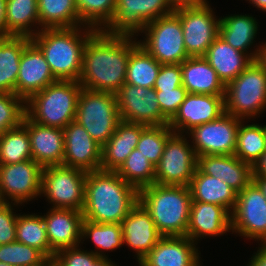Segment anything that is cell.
Returning <instances> with one entry per match:
<instances>
[{
    "mask_svg": "<svg viewBox=\"0 0 266 266\" xmlns=\"http://www.w3.org/2000/svg\"><path fill=\"white\" fill-rule=\"evenodd\" d=\"M253 176L266 177V151L261 155L260 159L253 165Z\"/></svg>",
    "mask_w": 266,
    "mask_h": 266,
    "instance_id": "obj_51",
    "label": "cell"
},
{
    "mask_svg": "<svg viewBox=\"0 0 266 266\" xmlns=\"http://www.w3.org/2000/svg\"><path fill=\"white\" fill-rule=\"evenodd\" d=\"M26 115V101L14 93L0 92V136L20 126Z\"/></svg>",
    "mask_w": 266,
    "mask_h": 266,
    "instance_id": "obj_43",
    "label": "cell"
},
{
    "mask_svg": "<svg viewBox=\"0 0 266 266\" xmlns=\"http://www.w3.org/2000/svg\"><path fill=\"white\" fill-rule=\"evenodd\" d=\"M172 8L195 7L207 3V0H168Z\"/></svg>",
    "mask_w": 266,
    "mask_h": 266,
    "instance_id": "obj_49",
    "label": "cell"
},
{
    "mask_svg": "<svg viewBox=\"0 0 266 266\" xmlns=\"http://www.w3.org/2000/svg\"><path fill=\"white\" fill-rule=\"evenodd\" d=\"M30 42L24 36L0 37V92L16 94L21 54Z\"/></svg>",
    "mask_w": 266,
    "mask_h": 266,
    "instance_id": "obj_31",
    "label": "cell"
},
{
    "mask_svg": "<svg viewBox=\"0 0 266 266\" xmlns=\"http://www.w3.org/2000/svg\"><path fill=\"white\" fill-rule=\"evenodd\" d=\"M139 202L163 236H186L192 204L188 186L152 184L139 190Z\"/></svg>",
    "mask_w": 266,
    "mask_h": 266,
    "instance_id": "obj_4",
    "label": "cell"
},
{
    "mask_svg": "<svg viewBox=\"0 0 266 266\" xmlns=\"http://www.w3.org/2000/svg\"><path fill=\"white\" fill-rule=\"evenodd\" d=\"M173 12L168 0H116L113 18L102 31L141 36L139 32L149 22Z\"/></svg>",
    "mask_w": 266,
    "mask_h": 266,
    "instance_id": "obj_14",
    "label": "cell"
},
{
    "mask_svg": "<svg viewBox=\"0 0 266 266\" xmlns=\"http://www.w3.org/2000/svg\"><path fill=\"white\" fill-rule=\"evenodd\" d=\"M253 182L259 187L263 196L266 198V177L253 176Z\"/></svg>",
    "mask_w": 266,
    "mask_h": 266,
    "instance_id": "obj_52",
    "label": "cell"
},
{
    "mask_svg": "<svg viewBox=\"0 0 266 266\" xmlns=\"http://www.w3.org/2000/svg\"><path fill=\"white\" fill-rule=\"evenodd\" d=\"M92 139L103 146L121 122L116 94L82 88L77 100L75 120Z\"/></svg>",
    "mask_w": 266,
    "mask_h": 266,
    "instance_id": "obj_7",
    "label": "cell"
},
{
    "mask_svg": "<svg viewBox=\"0 0 266 266\" xmlns=\"http://www.w3.org/2000/svg\"><path fill=\"white\" fill-rule=\"evenodd\" d=\"M197 168L204 174L223 180L237 194L253 181V166L235 155L198 156Z\"/></svg>",
    "mask_w": 266,
    "mask_h": 266,
    "instance_id": "obj_25",
    "label": "cell"
},
{
    "mask_svg": "<svg viewBox=\"0 0 266 266\" xmlns=\"http://www.w3.org/2000/svg\"><path fill=\"white\" fill-rule=\"evenodd\" d=\"M157 100L163 116L170 121L188 94L182 85L175 89L156 90Z\"/></svg>",
    "mask_w": 266,
    "mask_h": 266,
    "instance_id": "obj_45",
    "label": "cell"
},
{
    "mask_svg": "<svg viewBox=\"0 0 266 266\" xmlns=\"http://www.w3.org/2000/svg\"><path fill=\"white\" fill-rule=\"evenodd\" d=\"M225 113L224 95L188 93L168 126L185 135L194 127L211 122Z\"/></svg>",
    "mask_w": 266,
    "mask_h": 266,
    "instance_id": "obj_17",
    "label": "cell"
},
{
    "mask_svg": "<svg viewBox=\"0 0 266 266\" xmlns=\"http://www.w3.org/2000/svg\"><path fill=\"white\" fill-rule=\"evenodd\" d=\"M0 266H11V265L0 262Z\"/></svg>",
    "mask_w": 266,
    "mask_h": 266,
    "instance_id": "obj_56",
    "label": "cell"
},
{
    "mask_svg": "<svg viewBox=\"0 0 266 266\" xmlns=\"http://www.w3.org/2000/svg\"><path fill=\"white\" fill-rule=\"evenodd\" d=\"M30 159V138L23 124L5 131L0 136V164H15Z\"/></svg>",
    "mask_w": 266,
    "mask_h": 266,
    "instance_id": "obj_38",
    "label": "cell"
},
{
    "mask_svg": "<svg viewBox=\"0 0 266 266\" xmlns=\"http://www.w3.org/2000/svg\"><path fill=\"white\" fill-rule=\"evenodd\" d=\"M147 126L144 124L121 121L114 134L102 146V160L100 170L116 171L136 149L141 132Z\"/></svg>",
    "mask_w": 266,
    "mask_h": 266,
    "instance_id": "obj_27",
    "label": "cell"
},
{
    "mask_svg": "<svg viewBox=\"0 0 266 266\" xmlns=\"http://www.w3.org/2000/svg\"><path fill=\"white\" fill-rule=\"evenodd\" d=\"M13 205V206H12ZM18 204L0 202V245L16 241V219L14 212Z\"/></svg>",
    "mask_w": 266,
    "mask_h": 266,
    "instance_id": "obj_46",
    "label": "cell"
},
{
    "mask_svg": "<svg viewBox=\"0 0 266 266\" xmlns=\"http://www.w3.org/2000/svg\"><path fill=\"white\" fill-rule=\"evenodd\" d=\"M116 172L138 191L155 184V166L137 149L129 154Z\"/></svg>",
    "mask_w": 266,
    "mask_h": 266,
    "instance_id": "obj_39",
    "label": "cell"
},
{
    "mask_svg": "<svg viewBox=\"0 0 266 266\" xmlns=\"http://www.w3.org/2000/svg\"><path fill=\"white\" fill-rule=\"evenodd\" d=\"M0 262L11 266H51L38 249L18 241L0 245Z\"/></svg>",
    "mask_w": 266,
    "mask_h": 266,
    "instance_id": "obj_41",
    "label": "cell"
},
{
    "mask_svg": "<svg viewBox=\"0 0 266 266\" xmlns=\"http://www.w3.org/2000/svg\"><path fill=\"white\" fill-rule=\"evenodd\" d=\"M226 232H232L231 214L224 207L192 201L186 232L192 242L198 244L202 237H219Z\"/></svg>",
    "mask_w": 266,
    "mask_h": 266,
    "instance_id": "obj_24",
    "label": "cell"
},
{
    "mask_svg": "<svg viewBox=\"0 0 266 266\" xmlns=\"http://www.w3.org/2000/svg\"><path fill=\"white\" fill-rule=\"evenodd\" d=\"M161 65L139 45L135 35H131V54L127 63L125 83L138 87L153 88Z\"/></svg>",
    "mask_w": 266,
    "mask_h": 266,
    "instance_id": "obj_33",
    "label": "cell"
},
{
    "mask_svg": "<svg viewBox=\"0 0 266 266\" xmlns=\"http://www.w3.org/2000/svg\"><path fill=\"white\" fill-rule=\"evenodd\" d=\"M6 1L0 0V37H7Z\"/></svg>",
    "mask_w": 266,
    "mask_h": 266,
    "instance_id": "obj_50",
    "label": "cell"
},
{
    "mask_svg": "<svg viewBox=\"0 0 266 266\" xmlns=\"http://www.w3.org/2000/svg\"><path fill=\"white\" fill-rule=\"evenodd\" d=\"M258 26L256 18L249 14H228L223 18L220 17L219 36L234 49L257 60L261 46L260 42L259 45L254 44L259 31ZM252 45H256L253 47H256V49H252L253 51L251 50Z\"/></svg>",
    "mask_w": 266,
    "mask_h": 266,
    "instance_id": "obj_26",
    "label": "cell"
},
{
    "mask_svg": "<svg viewBox=\"0 0 266 266\" xmlns=\"http://www.w3.org/2000/svg\"><path fill=\"white\" fill-rule=\"evenodd\" d=\"M139 202V191L116 171H88L85 184L84 219L94 223L121 224Z\"/></svg>",
    "mask_w": 266,
    "mask_h": 266,
    "instance_id": "obj_2",
    "label": "cell"
},
{
    "mask_svg": "<svg viewBox=\"0 0 266 266\" xmlns=\"http://www.w3.org/2000/svg\"><path fill=\"white\" fill-rule=\"evenodd\" d=\"M37 2L38 0L6 1L7 37L24 36L32 38L40 31ZM33 27L34 29H32Z\"/></svg>",
    "mask_w": 266,
    "mask_h": 266,
    "instance_id": "obj_32",
    "label": "cell"
},
{
    "mask_svg": "<svg viewBox=\"0 0 266 266\" xmlns=\"http://www.w3.org/2000/svg\"><path fill=\"white\" fill-rule=\"evenodd\" d=\"M182 84L188 93L225 95V85L203 56L189 57L181 63Z\"/></svg>",
    "mask_w": 266,
    "mask_h": 266,
    "instance_id": "obj_28",
    "label": "cell"
},
{
    "mask_svg": "<svg viewBox=\"0 0 266 266\" xmlns=\"http://www.w3.org/2000/svg\"><path fill=\"white\" fill-rule=\"evenodd\" d=\"M79 81H62L49 84L26 101V115L34 122L64 129L75 120Z\"/></svg>",
    "mask_w": 266,
    "mask_h": 266,
    "instance_id": "obj_5",
    "label": "cell"
},
{
    "mask_svg": "<svg viewBox=\"0 0 266 266\" xmlns=\"http://www.w3.org/2000/svg\"><path fill=\"white\" fill-rule=\"evenodd\" d=\"M182 85L181 64H162L153 88L168 90Z\"/></svg>",
    "mask_w": 266,
    "mask_h": 266,
    "instance_id": "obj_47",
    "label": "cell"
},
{
    "mask_svg": "<svg viewBox=\"0 0 266 266\" xmlns=\"http://www.w3.org/2000/svg\"><path fill=\"white\" fill-rule=\"evenodd\" d=\"M22 124L27 128L32 159L42 168L63 165L64 131L38 124L25 115Z\"/></svg>",
    "mask_w": 266,
    "mask_h": 266,
    "instance_id": "obj_23",
    "label": "cell"
},
{
    "mask_svg": "<svg viewBox=\"0 0 266 266\" xmlns=\"http://www.w3.org/2000/svg\"><path fill=\"white\" fill-rule=\"evenodd\" d=\"M263 130H264L265 137H266V125H263Z\"/></svg>",
    "mask_w": 266,
    "mask_h": 266,
    "instance_id": "obj_57",
    "label": "cell"
},
{
    "mask_svg": "<svg viewBox=\"0 0 266 266\" xmlns=\"http://www.w3.org/2000/svg\"><path fill=\"white\" fill-rule=\"evenodd\" d=\"M140 33L145 35L144 40H138L139 45L160 64H181L189 58L181 20L175 12L149 22Z\"/></svg>",
    "mask_w": 266,
    "mask_h": 266,
    "instance_id": "obj_8",
    "label": "cell"
},
{
    "mask_svg": "<svg viewBox=\"0 0 266 266\" xmlns=\"http://www.w3.org/2000/svg\"><path fill=\"white\" fill-rule=\"evenodd\" d=\"M56 81L43 53L31 41L21 54L16 95L27 101L33 94Z\"/></svg>",
    "mask_w": 266,
    "mask_h": 266,
    "instance_id": "obj_20",
    "label": "cell"
},
{
    "mask_svg": "<svg viewBox=\"0 0 266 266\" xmlns=\"http://www.w3.org/2000/svg\"><path fill=\"white\" fill-rule=\"evenodd\" d=\"M188 187L192 201L220 205L230 214L233 212L237 193L223 180L204 174L196 168Z\"/></svg>",
    "mask_w": 266,
    "mask_h": 266,
    "instance_id": "obj_30",
    "label": "cell"
},
{
    "mask_svg": "<svg viewBox=\"0 0 266 266\" xmlns=\"http://www.w3.org/2000/svg\"><path fill=\"white\" fill-rule=\"evenodd\" d=\"M86 239L92 240L96 249L91 251L101 258L109 257L105 255L107 251H114L124 245L121 224L94 223L83 219L81 242Z\"/></svg>",
    "mask_w": 266,
    "mask_h": 266,
    "instance_id": "obj_36",
    "label": "cell"
},
{
    "mask_svg": "<svg viewBox=\"0 0 266 266\" xmlns=\"http://www.w3.org/2000/svg\"><path fill=\"white\" fill-rule=\"evenodd\" d=\"M231 231L266 244V198L253 181L237 194L231 213Z\"/></svg>",
    "mask_w": 266,
    "mask_h": 266,
    "instance_id": "obj_13",
    "label": "cell"
},
{
    "mask_svg": "<svg viewBox=\"0 0 266 266\" xmlns=\"http://www.w3.org/2000/svg\"><path fill=\"white\" fill-rule=\"evenodd\" d=\"M92 266H117V264H115V261L113 262L111 259H108V257H100Z\"/></svg>",
    "mask_w": 266,
    "mask_h": 266,
    "instance_id": "obj_54",
    "label": "cell"
},
{
    "mask_svg": "<svg viewBox=\"0 0 266 266\" xmlns=\"http://www.w3.org/2000/svg\"><path fill=\"white\" fill-rule=\"evenodd\" d=\"M259 55L257 58V61L263 66V68L266 70V42H261Z\"/></svg>",
    "mask_w": 266,
    "mask_h": 266,
    "instance_id": "obj_53",
    "label": "cell"
},
{
    "mask_svg": "<svg viewBox=\"0 0 266 266\" xmlns=\"http://www.w3.org/2000/svg\"><path fill=\"white\" fill-rule=\"evenodd\" d=\"M123 242L132 249L139 263L163 237L150 213L138 202L121 222Z\"/></svg>",
    "mask_w": 266,
    "mask_h": 266,
    "instance_id": "obj_19",
    "label": "cell"
},
{
    "mask_svg": "<svg viewBox=\"0 0 266 266\" xmlns=\"http://www.w3.org/2000/svg\"><path fill=\"white\" fill-rule=\"evenodd\" d=\"M83 219L82 212L73 209L50 208L44 213L47 239L55 254L84 243L81 242Z\"/></svg>",
    "mask_w": 266,
    "mask_h": 266,
    "instance_id": "obj_21",
    "label": "cell"
},
{
    "mask_svg": "<svg viewBox=\"0 0 266 266\" xmlns=\"http://www.w3.org/2000/svg\"><path fill=\"white\" fill-rule=\"evenodd\" d=\"M18 213L16 219V241L38 249L50 262L55 253L51 250L46 235L43 215Z\"/></svg>",
    "mask_w": 266,
    "mask_h": 266,
    "instance_id": "obj_35",
    "label": "cell"
},
{
    "mask_svg": "<svg viewBox=\"0 0 266 266\" xmlns=\"http://www.w3.org/2000/svg\"><path fill=\"white\" fill-rule=\"evenodd\" d=\"M257 252L253 253L246 266H266V244H259Z\"/></svg>",
    "mask_w": 266,
    "mask_h": 266,
    "instance_id": "obj_48",
    "label": "cell"
},
{
    "mask_svg": "<svg viewBox=\"0 0 266 266\" xmlns=\"http://www.w3.org/2000/svg\"><path fill=\"white\" fill-rule=\"evenodd\" d=\"M249 1L255 8L266 12V0H246Z\"/></svg>",
    "mask_w": 266,
    "mask_h": 266,
    "instance_id": "obj_55",
    "label": "cell"
},
{
    "mask_svg": "<svg viewBox=\"0 0 266 266\" xmlns=\"http://www.w3.org/2000/svg\"><path fill=\"white\" fill-rule=\"evenodd\" d=\"M131 35L97 30L83 50L79 83L82 88L116 94L125 84Z\"/></svg>",
    "mask_w": 266,
    "mask_h": 266,
    "instance_id": "obj_1",
    "label": "cell"
},
{
    "mask_svg": "<svg viewBox=\"0 0 266 266\" xmlns=\"http://www.w3.org/2000/svg\"><path fill=\"white\" fill-rule=\"evenodd\" d=\"M99 258L92 251L82 249L80 245L58 251L51 266H92Z\"/></svg>",
    "mask_w": 266,
    "mask_h": 266,
    "instance_id": "obj_44",
    "label": "cell"
},
{
    "mask_svg": "<svg viewBox=\"0 0 266 266\" xmlns=\"http://www.w3.org/2000/svg\"><path fill=\"white\" fill-rule=\"evenodd\" d=\"M183 30V40L189 57L204 56L219 36L220 18L215 15L209 2L175 9Z\"/></svg>",
    "mask_w": 266,
    "mask_h": 266,
    "instance_id": "obj_12",
    "label": "cell"
},
{
    "mask_svg": "<svg viewBox=\"0 0 266 266\" xmlns=\"http://www.w3.org/2000/svg\"><path fill=\"white\" fill-rule=\"evenodd\" d=\"M97 31L90 26L42 29L31 38L41 50L56 80L79 81L83 50Z\"/></svg>",
    "mask_w": 266,
    "mask_h": 266,
    "instance_id": "obj_3",
    "label": "cell"
},
{
    "mask_svg": "<svg viewBox=\"0 0 266 266\" xmlns=\"http://www.w3.org/2000/svg\"><path fill=\"white\" fill-rule=\"evenodd\" d=\"M43 168L33 159L0 164V202L19 206L41 197Z\"/></svg>",
    "mask_w": 266,
    "mask_h": 266,
    "instance_id": "obj_11",
    "label": "cell"
},
{
    "mask_svg": "<svg viewBox=\"0 0 266 266\" xmlns=\"http://www.w3.org/2000/svg\"><path fill=\"white\" fill-rule=\"evenodd\" d=\"M203 57L224 85L234 80L253 61L249 55L234 49L220 36L213 41Z\"/></svg>",
    "mask_w": 266,
    "mask_h": 266,
    "instance_id": "obj_29",
    "label": "cell"
},
{
    "mask_svg": "<svg viewBox=\"0 0 266 266\" xmlns=\"http://www.w3.org/2000/svg\"><path fill=\"white\" fill-rule=\"evenodd\" d=\"M37 3L40 31L84 25L79 18L76 0H38Z\"/></svg>",
    "mask_w": 266,
    "mask_h": 266,
    "instance_id": "obj_34",
    "label": "cell"
},
{
    "mask_svg": "<svg viewBox=\"0 0 266 266\" xmlns=\"http://www.w3.org/2000/svg\"><path fill=\"white\" fill-rule=\"evenodd\" d=\"M196 245L187 236H163L138 264L141 266H202L199 256L201 253Z\"/></svg>",
    "mask_w": 266,
    "mask_h": 266,
    "instance_id": "obj_22",
    "label": "cell"
},
{
    "mask_svg": "<svg viewBox=\"0 0 266 266\" xmlns=\"http://www.w3.org/2000/svg\"><path fill=\"white\" fill-rule=\"evenodd\" d=\"M173 133L168 125L147 126L141 132L136 149L156 166L164 152L167 139Z\"/></svg>",
    "mask_w": 266,
    "mask_h": 266,
    "instance_id": "obj_42",
    "label": "cell"
},
{
    "mask_svg": "<svg viewBox=\"0 0 266 266\" xmlns=\"http://www.w3.org/2000/svg\"><path fill=\"white\" fill-rule=\"evenodd\" d=\"M65 151L63 165L86 172L100 170L102 146L92 139L87 130L76 121L64 129Z\"/></svg>",
    "mask_w": 266,
    "mask_h": 266,
    "instance_id": "obj_18",
    "label": "cell"
},
{
    "mask_svg": "<svg viewBox=\"0 0 266 266\" xmlns=\"http://www.w3.org/2000/svg\"><path fill=\"white\" fill-rule=\"evenodd\" d=\"M242 120L237 130L236 149L234 155L252 166L266 151V137L262 124L251 122L244 124Z\"/></svg>",
    "mask_w": 266,
    "mask_h": 266,
    "instance_id": "obj_37",
    "label": "cell"
},
{
    "mask_svg": "<svg viewBox=\"0 0 266 266\" xmlns=\"http://www.w3.org/2000/svg\"><path fill=\"white\" fill-rule=\"evenodd\" d=\"M242 120L222 114L211 122L194 127L186 134L196 156L202 155H234L236 149L237 130Z\"/></svg>",
    "mask_w": 266,
    "mask_h": 266,
    "instance_id": "obj_15",
    "label": "cell"
},
{
    "mask_svg": "<svg viewBox=\"0 0 266 266\" xmlns=\"http://www.w3.org/2000/svg\"><path fill=\"white\" fill-rule=\"evenodd\" d=\"M185 134L173 133L155 166V184L189 186L197 168V156ZM190 143V144H189Z\"/></svg>",
    "mask_w": 266,
    "mask_h": 266,
    "instance_id": "obj_10",
    "label": "cell"
},
{
    "mask_svg": "<svg viewBox=\"0 0 266 266\" xmlns=\"http://www.w3.org/2000/svg\"><path fill=\"white\" fill-rule=\"evenodd\" d=\"M116 0H76L80 21L102 30L113 18Z\"/></svg>",
    "mask_w": 266,
    "mask_h": 266,
    "instance_id": "obj_40",
    "label": "cell"
},
{
    "mask_svg": "<svg viewBox=\"0 0 266 266\" xmlns=\"http://www.w3.org/2000/svg\"><path fill=\"white\" fill-rule=\"evenodd\" d=\"M121 121L146 126L168 125L158 104L156 90L125 83L116 93Z\"/></svg>",
    "mask_w": 266,
    "mask_h": 266,
    "instance_id": "obj_16",
    "label": "cell"
},
{
    "mask_svg": "<svg viewBox=\"0 0 266 266\" xmlns=\"http://www.w3.org/2000/svg\"><path fill=\"white\" fill-rule=\"evenodd\" d=\"M225 112L241 120L260 117L266 109V70L253 60L225 85Z\"/></svg>",
    "mask_w": 266,
    "mask_h": 266,
    "instance_id": "obj_6",
    "label": "cell"
},
{
    "mask_svg": "<svg viewBox=\"0 0 266 266\" xmlns=\"http://www.w3.org/2000/svg\"><path fill=\"white\" fill-rule=\"evenodd\" d=\"M87 172L74 167L56 165L43 168L41 195L51 208L81 211L85 202Z\"/></svg>",
    "mask_w": 266,
    "mask_h": 266,
    "instance_id": "obj_9",
    "label": "cell"
}]
</instances>
